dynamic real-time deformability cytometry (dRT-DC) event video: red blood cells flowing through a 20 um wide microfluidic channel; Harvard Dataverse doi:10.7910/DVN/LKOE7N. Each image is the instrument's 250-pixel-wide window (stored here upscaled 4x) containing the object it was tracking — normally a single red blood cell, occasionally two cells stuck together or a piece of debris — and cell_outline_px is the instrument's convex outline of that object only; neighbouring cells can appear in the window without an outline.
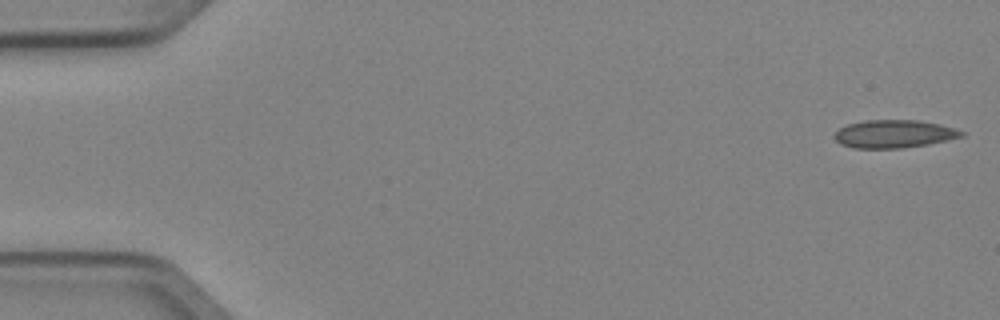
{"species": "Egyptian fruit bat (a non-hibernating species)", "species_latin": "Rousettus aegyptiacus", "temperature_condition": "cold", "stored_images_in_passage": 4, "camera_frame_rate_fps": 3000, "um_per_image_px": 0.085, "animal": {"sex": "female"}, "frame": {"image": 1, "passage_image": 1, "time_ms": 0.0, "image_size_px": [1000, 320], "cell_outline_px": [[964, 136], [928, 144], [900, 148], [856, 148], [840, 144], [832, 136], [840, 128], [848, 124], [864, 120], [916, 120], [940, 124], [964, 132]], "centroid_in_image_um": [75.96, 11.38], "position_along_channel_um": 9.0, "area_um2": 20.52}}
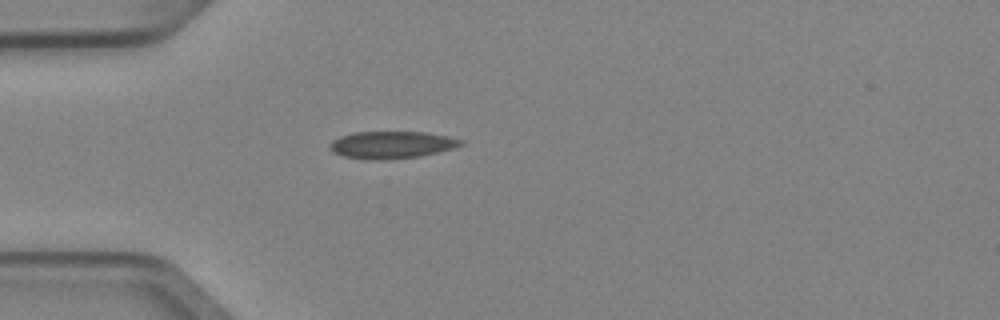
{"frame": {"image": 2, "passage_image": 4, "time_ms": 1.0, "image_size_px": [1000, 320], "cell_outline_px": [[464, 144], [452, 148], [420, 156], [380, 160], [368, 160], [344, 156], [332, 152], [328, 148], [328, 144], [332, 140], [340, 136], [352, 132], [424, 132], [448, 136], [464, 140]], "centroid_in_image_um": [33.24, 12.3], "position_along_channel_um": 51.8, "area_um2": 20.87}}